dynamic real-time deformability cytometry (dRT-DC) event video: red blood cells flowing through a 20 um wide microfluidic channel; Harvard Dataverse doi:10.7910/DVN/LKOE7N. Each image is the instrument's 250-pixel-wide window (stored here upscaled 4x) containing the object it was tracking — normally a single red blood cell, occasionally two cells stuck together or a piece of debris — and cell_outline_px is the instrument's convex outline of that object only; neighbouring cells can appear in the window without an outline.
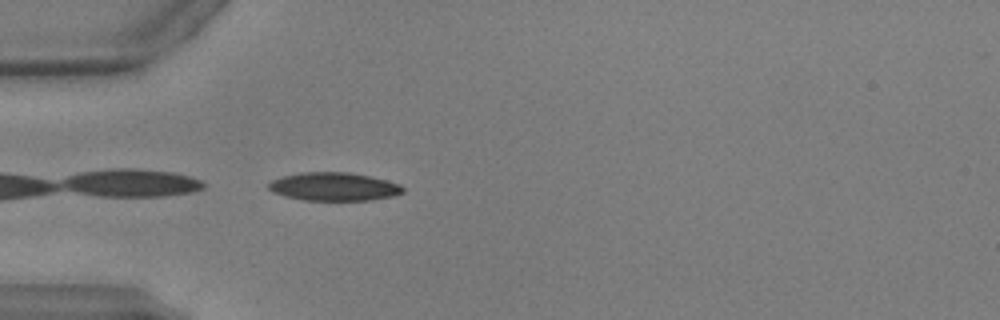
{"species": "common noctule bat (a hibernating species)", "species_latin": "Nyctalus noctula", "temperature_condition": "warm", "stored_images_in_passage": 22, "camera_frame_rate_fps": 3000, "um_per_image_px": 0.085, "animal": {"sex": "male", "body_mass_g": 17.9, "forearm_length_mm": 54.2}, "frame": {"image": 1, "passage_image": 1, "time_ms": 0.0, "image_size_px": [1000, 320], "cell_outline_px": [[404, 192], [392, 196], [372, 200], [304, 200], [284, 196], [272, 192], [268, 188], [268, 184], [272, 180], [284, 176], [300, 172], [348, 172], [368, 176], [400, 184], [404, 188]], "centroid_in_image_um": [28.36, 15.87], "position_along_channel_um": 56.6, "area_um2": 22.02}}